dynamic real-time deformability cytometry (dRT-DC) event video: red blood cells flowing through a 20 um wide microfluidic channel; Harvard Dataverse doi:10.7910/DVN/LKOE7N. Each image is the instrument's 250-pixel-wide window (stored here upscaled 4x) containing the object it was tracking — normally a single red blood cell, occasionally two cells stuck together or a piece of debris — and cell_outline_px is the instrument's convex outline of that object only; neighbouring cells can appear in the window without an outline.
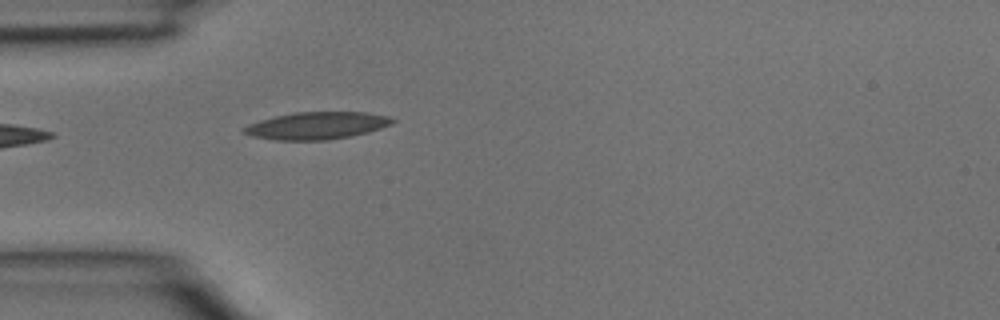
{"species": "common noctule bat (a hibernating species)", "species_latin": "Nyctalus noctula", "temperature_condition": "room temperature", "stored_images_in_passage": 1, "camera_frame_rate_fps": 3000, "um_per_image_px": 0.085, "animal": {"sex": "male", "body_mass_g": 15.6}, "frame": {"image": 1, "passage_image": 1, "time_ms": 0.0, "image_size_px": [1000, 320], "cell_outline_px": [[396, 120], [392, 124], [368, 132], [352, 136], [328, 140], [272, 140], [252, 136], [244, 132], [240, 128], [248, 124], [260, 120], [276, 116], [296, 112], [368, 112], [388, 116]], "centroid_in_image_um": [26.92, 10.68], "position_along_channel_um": 58.1, "area_um2": 23.7}}